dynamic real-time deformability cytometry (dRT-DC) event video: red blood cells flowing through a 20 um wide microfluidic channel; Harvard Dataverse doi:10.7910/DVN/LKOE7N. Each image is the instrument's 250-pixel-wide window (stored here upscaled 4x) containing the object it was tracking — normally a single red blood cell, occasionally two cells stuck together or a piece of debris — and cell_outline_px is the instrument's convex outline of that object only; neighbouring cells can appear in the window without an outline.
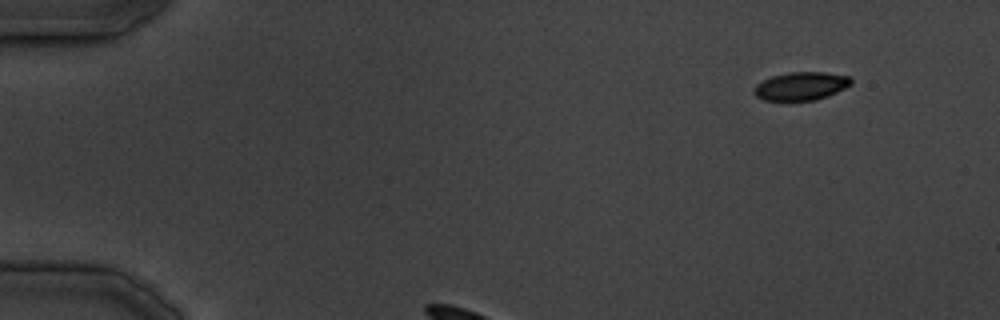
{"species": "common noctule bat (a hibernating species)", "species_latin": "Nyctalus noctula", "temperature_condition": "cold", "stored_images_in_passage": 26, "camera_frame_rate_fps": 3000, "um_per_image_px": 0.085, "animal": {"sex": "male", "body_mass_g": 19.5, "forearm_length_mm": 54.6}, "frame": {"image": 1, "passage_image": 1, "time_ms": 0.0, "image_size_px": [1000, 320], "cell_outline_px": [[852, 84], [828, 96], [816, 100], [764, 100], [756, 96], [752, 92], [752, 88], [756, 84], [772, 76], [788, 72], [824, 72], [848, 76], [852, 80]], "centroid_in_image_um": [68.06, 7.31], "position_along_channel_um": 16.9, "area_um2": 15.95}}